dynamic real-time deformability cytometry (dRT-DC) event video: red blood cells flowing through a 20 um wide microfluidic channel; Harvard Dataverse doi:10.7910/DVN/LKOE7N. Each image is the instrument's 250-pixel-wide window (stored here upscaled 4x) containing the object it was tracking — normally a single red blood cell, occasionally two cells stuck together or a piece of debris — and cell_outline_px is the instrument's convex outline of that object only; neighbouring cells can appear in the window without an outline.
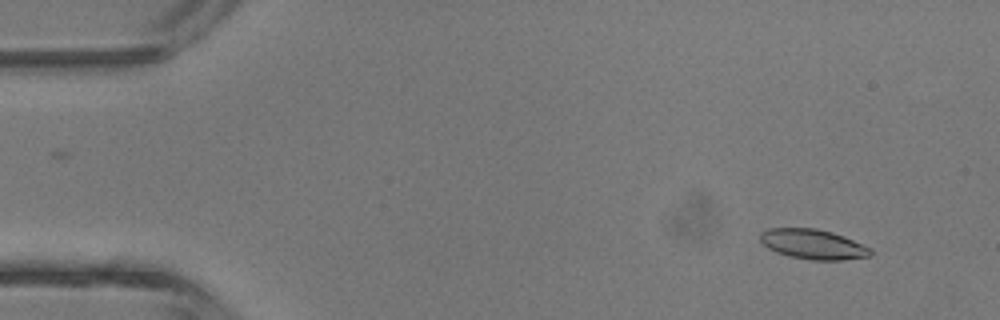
{"species": "common noctule bat (a hibernating species)", "species_latin": "Nyctalus noctula", "temperature_condition": "room temperature", "stored_images_in_passage": 2, "camera_frame_rate_fps": 3000, "um_per_image_px": 0.085, "animal": {"sex": "male", "body_mass_g": 13.3}, "frame": {"image": 1, "passage_image": 2, "time_ms": 1.333, "image_size_px": [1000, 320], "cell_outline_px": [[872, 252], [868, 256], [844, 260], [812, 260], [788, 256], [776, 252], [768, 248], [760, 240], [760, 232], [768, 228], [816, 228], [832, 232], [844, 236], [872, 248]], "centroid_in_image_um": [69.1, 20.75], "position_along_channel_um": 15.9, "area_um2": 19.31}}